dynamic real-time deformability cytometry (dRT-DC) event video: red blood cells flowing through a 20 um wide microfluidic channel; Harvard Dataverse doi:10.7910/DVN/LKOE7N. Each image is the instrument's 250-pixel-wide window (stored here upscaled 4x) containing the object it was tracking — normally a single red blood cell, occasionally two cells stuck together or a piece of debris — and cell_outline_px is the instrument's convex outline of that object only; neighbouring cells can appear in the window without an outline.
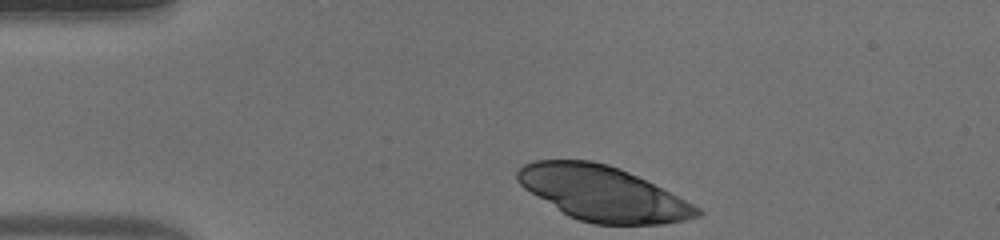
{"species": "human", "species_latin": "Homo sapiens", "temperature_condition": "warm", "stored_images_in_passage": 16, "camera_frame_rate_fps": 3000, "um_per_image_px": 0.085, "donor": {"sex": "male"}, "frame": {"image": 1, "passage_image": 1, "time_ms": 0.0, "image_size_px": [1000, 240], "cell_outline_px": [[704, 212], [700, 216], [684, 220], [664, 224], [592, 224], [568, 216], [524, 188], [516, 180], [516, 172], [524, 164], [536, 160], [592, 160], [608, 164], [620, 168], [700, 208]], "centroid_in_image_um": [51.2, 16.44], "position_along_channel_um": 33.8, "area_um2": 56.64}}